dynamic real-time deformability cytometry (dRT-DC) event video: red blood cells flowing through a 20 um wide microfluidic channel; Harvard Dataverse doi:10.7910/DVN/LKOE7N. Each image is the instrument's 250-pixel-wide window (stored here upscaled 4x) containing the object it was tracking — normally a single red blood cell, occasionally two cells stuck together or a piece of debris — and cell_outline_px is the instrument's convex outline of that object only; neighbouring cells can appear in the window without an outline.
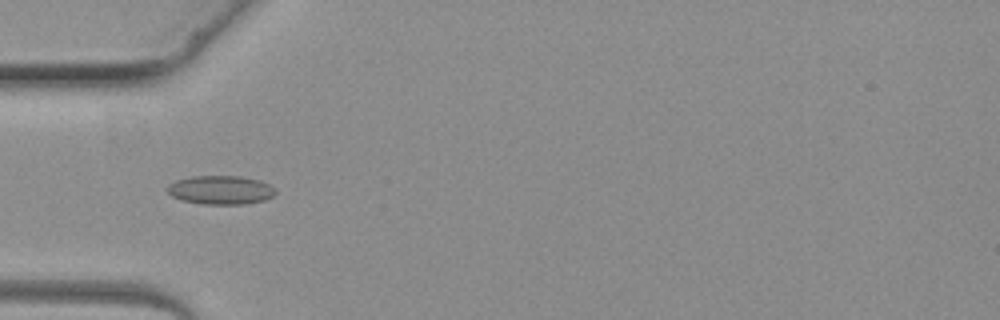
{"species": "common noctule bat (a hibernating species)", "species_latin": "Nyctalus noctula", "temperature_condition": "warm", "stored_images_in_passage": 3, "camera_frame_rate_fps": 3000, "um_per_image_px": 0.085, "animal": {"sex": "female", "body_mass_g": 19.3, "forearm_length_mm": 54.1}, "frame": {"image": 1, "passage_image": 3, "time_ms": 2.333, "image_size_px": [1000, 320], "cell_outline_px": [[276, 192], [272, 196], [264, 200], [244, 204], [200, 204], [180, 200], [172, 196], [168, 192], [168, 184], [176, 180], [192, 176], [240, 176], [260, 180], [276, 188]], "centroid_in_image_um": [18.75, 16.15], "position_along_channel_um": 66.3, "area_um2": 18.21}}